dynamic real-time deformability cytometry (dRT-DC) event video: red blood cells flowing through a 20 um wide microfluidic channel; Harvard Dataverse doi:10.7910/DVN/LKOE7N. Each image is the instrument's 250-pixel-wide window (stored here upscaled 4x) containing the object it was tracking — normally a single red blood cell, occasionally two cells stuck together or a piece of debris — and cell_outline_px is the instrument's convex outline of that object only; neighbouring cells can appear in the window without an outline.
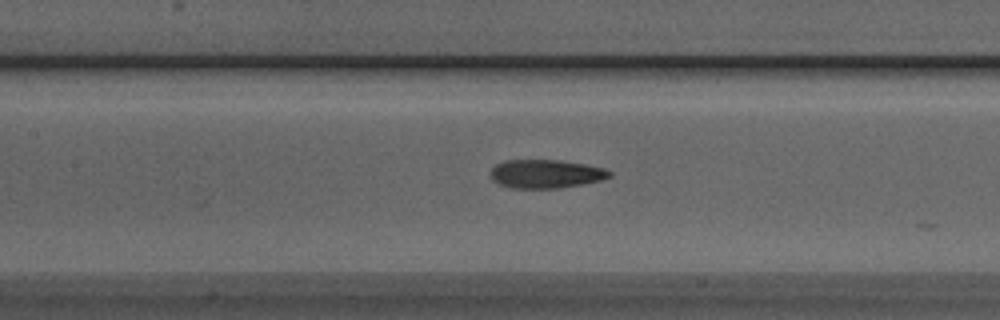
{"species": "Egyptian fruit bat (a non-hibernating species)", "species_latin": "Rousettus aegyptiacus", "temperature_condition": "room temperature", "stored_images_in_passage": 23, "camera_frame_rate_fps": 3000, "um_per_image_px": 0.085, "animal": {"sex": "male"}, "frame": {"image": 1, "passage_image": 22, "time_ms": 7.0, "image_size_px": [1000, 320], "cell_outline_px": [[612, 176], [600, 180], [584, 184], [560, 188], [508, 188], [492, 180], [492, 168], [496, 164], [504, 160], [560, 160], [584, 164], [604, 168], [612, 172]], "centroid_in_image_um": [46.4, 14.78], "position_along_channel_um": 161.0, "area_um2": 19.83}}